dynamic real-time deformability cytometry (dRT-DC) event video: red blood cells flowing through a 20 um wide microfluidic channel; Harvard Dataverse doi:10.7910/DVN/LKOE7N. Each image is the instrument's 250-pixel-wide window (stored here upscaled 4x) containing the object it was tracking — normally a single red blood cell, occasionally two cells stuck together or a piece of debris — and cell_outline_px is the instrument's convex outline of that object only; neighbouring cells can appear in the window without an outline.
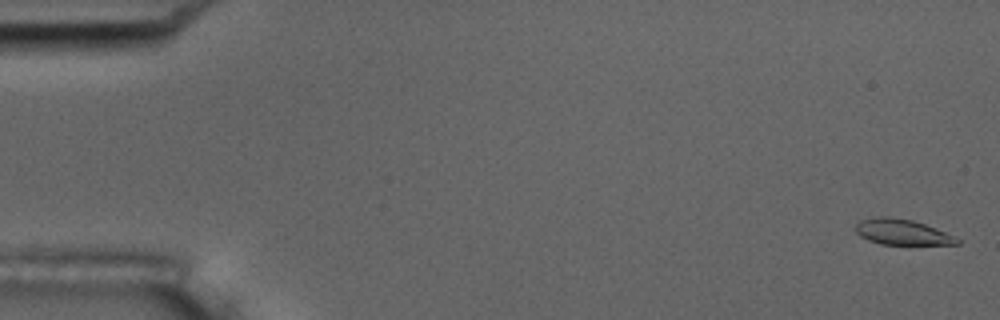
{"species": "common noctule bat (a hibernating species)", "species_latin": "Nyctalus noctula", "temperature_condition": "room temperature", "stored_images_in_passage": 55, "camera_frame_rate_fps": 3000, "um_per_image_px": 0.085, "animal": {"sex": "male", "body_mass_g": 17.5, "forearm_length_mm": 52.3}, "frame": {"image": 1, "passage_image": 2, "time_ms": 0.333, "image_size_px": [1000, 320], "cell_outline_px": [[960, 244], [880, 244], [868, 240], [860, 236], [856, 232], [856, 224], [860, 220], [872, 216], [892, 216], [912, 220], [936, 228], [960, 240]], "centroid_in_image_um": [76.61, 19.7], "position_along_channel_um": 8.4, "area_um2": 15.09}}
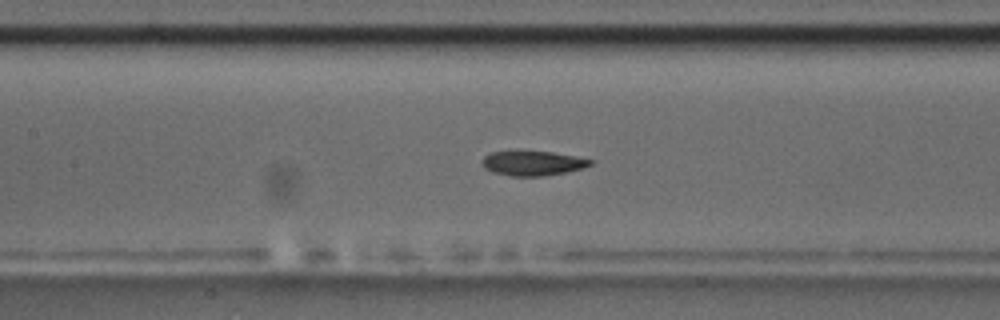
{"frame": {"image": 2, "passage_image": 26, "time_ms": 8.333, "image_size_px": [1000, 320], "cell_outline_px": [[592, 164], [584, 168], [568, 172], [544, 176], [512, 176], [492, 172], [484, 168], [484, 156], [488, 152], [520, 148], [552, 152], [576, 156], [592, 160]], "centroid_in_image_um": [45.25, 13.83], "position_along_channel_um": 162.1, "area_um2": 16.3}}
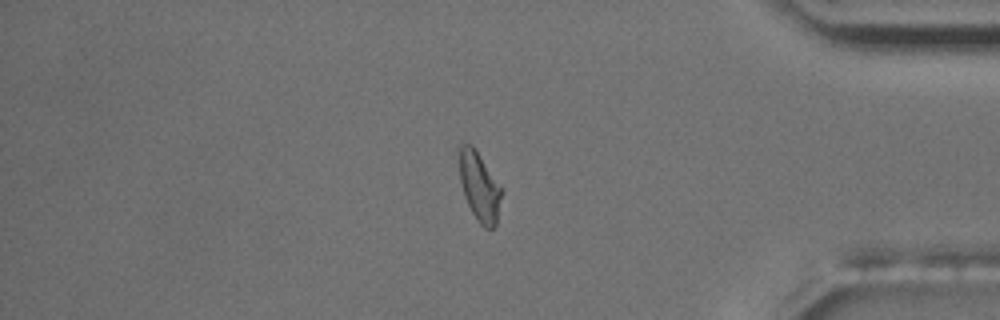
{"frame": {"image": 3, "passage_image": 47, "time_ms": 15.333, "image_size_px": [1000, 320], "cell_outline_px": [[500, 196], [496, 224], [492, 228], [484, 228], [476, 220], [464, 196], [460, 180], [456, 144], [472, 144], [476, 148], [500, 188]], "centroid_in_image_um": [40.66, 15.78], "position_along_channel_um": 394.5, "area_um2": 16.88}, "authors_computed_cell_mechanics": {"area_um2": 16.1262, "velocity_mm_per_s": 3.7144, "shape_relaxation_time_tau1_ms": 2.885, "shape_relaxation_time_tau2_ms": 2.9805, "deformation_change_tau1": 0.1426, "deformation_change_tau2": 0.0796}}